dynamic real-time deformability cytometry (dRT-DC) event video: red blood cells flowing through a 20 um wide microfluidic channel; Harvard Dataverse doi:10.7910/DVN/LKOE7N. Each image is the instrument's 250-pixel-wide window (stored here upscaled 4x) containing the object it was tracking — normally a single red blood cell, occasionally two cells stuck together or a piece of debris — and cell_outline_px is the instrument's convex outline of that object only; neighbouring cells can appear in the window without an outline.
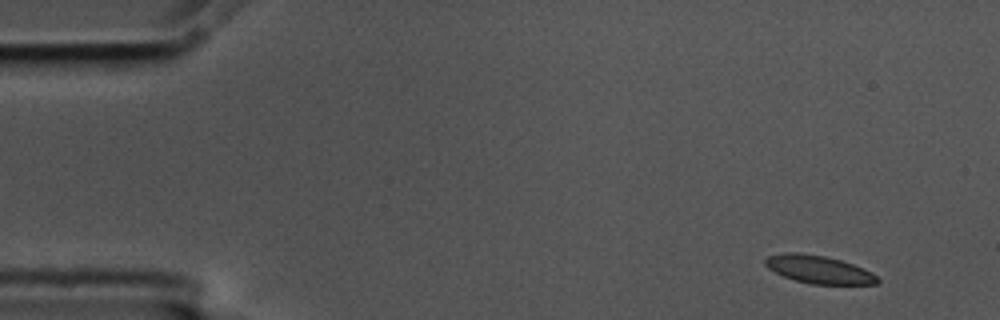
{"species": "common noctule bat (a hibernating species)", "species_latin": "Nyctalus noctula", "temperature_condition": "cold", "stored_images_in_passage": 10, "camera_frame_rate_fps": 3000, "um_per_image_px": 0.085, "animal": {"sex": "male", "body_mass_g": 17.5, "forearm_length_mm": 52.3}, "frame": {"image": 1, "passage_image": 1, "time_ms": 0.0, "image_size_px": [1000, 320], "cell_outline_px": [[880, 280], [876, 284], [812, 284], [796, 280], [784, 276], [768, 268], [764, 264], [764, 260], [768, 256], [784, 252], [800, 252], [824, 256], [840, 260], [864, 268], [872, 272]], "centroid_in_image_um": [69.59, 22.89], "position_along_channel_um": 15.4, "area_um2": 18.15}}
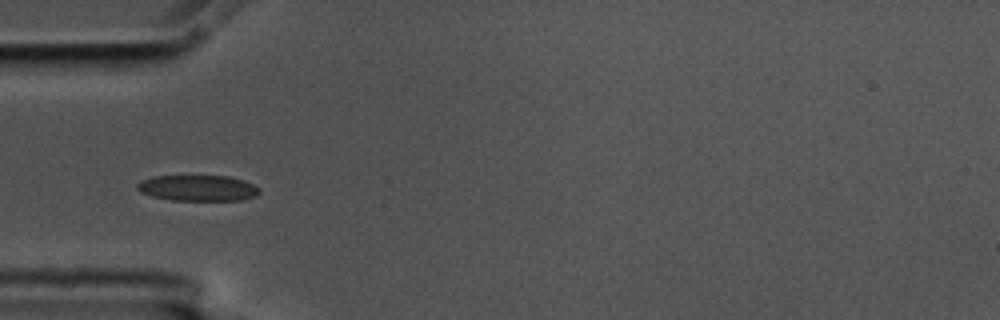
{"frame": {"image": 2, "passage_image": 4, "time_ms": 1.0, "image_size_px": [1000, 320], "cell_outline_px": [[260, 192], [256, 196], [244, 200], [172, 200], [152, 196], [140, 192], [136, 188], [136, 184], [140, 180], [152, 176], [228, 176], [244, 180], [260, 188]], "centroid_in_image_um": [16.81, 15.98], "position_along_channel_um": 68.2, "area_um2": 18.55}}
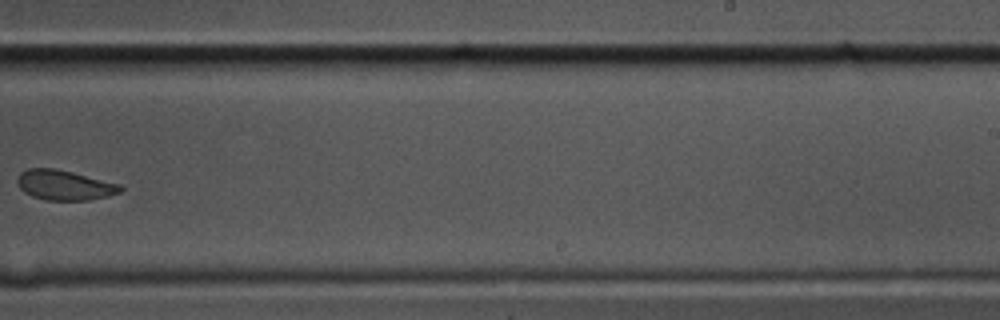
{"frame": {"image": 3, "passage_image": 9, "time_ms": 2.667, "image_size_px": [1000, 320], "cell_outline_px": [[124, 188], [120, 192], [108, 196], [88, 200], [44, 200], [32, 196], [24, 192], [20, 188], [16, 180], [20, 172], [28, 168], [52, 168], [72, 172], [120, 184]], "centroid_in_image_um": [5.46, 15.74], "position_along_channel_um": 283.5, "area_um2": 17.98}}